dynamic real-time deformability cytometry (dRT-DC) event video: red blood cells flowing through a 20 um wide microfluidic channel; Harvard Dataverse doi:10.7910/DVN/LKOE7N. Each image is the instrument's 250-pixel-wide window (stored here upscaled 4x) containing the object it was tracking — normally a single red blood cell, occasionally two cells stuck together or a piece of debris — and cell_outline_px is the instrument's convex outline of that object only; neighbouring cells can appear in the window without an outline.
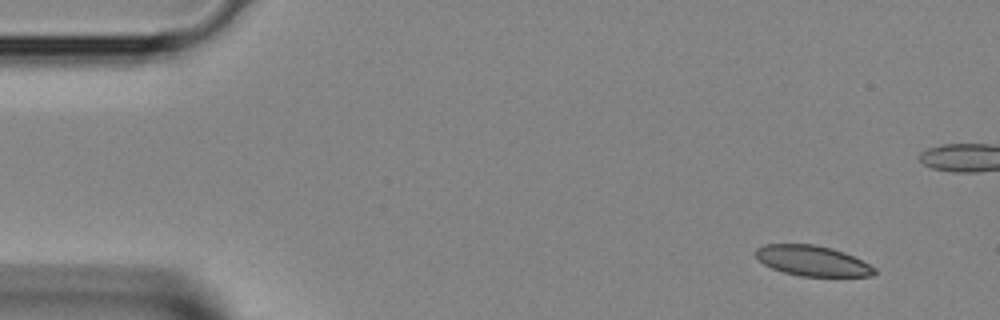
{"species": "Egyptian fruit bat (a non-hibernating species)", "species_latin": "Rousettus aegyptiacus", "temperature_condition": "room temperature", "stored_images_in_passage": 4, "camera_frame_rate_fps": 3000, "um_per_image_px": 0.085, "animal": {"sex": "female"}, "frame": {"image": 1, "passage_image": 1, "time_ms": 0.0, "image_size_px": [1000, 320], "cell_outline_px": [[876, 272], [872, 276], [800, 276], [784, 272], [772, 268], [764, 264], [756, 256], [756, 248], [764, 244], [812, 244], [832, 248], [844, 252], [876, 268]], "centroid_in_image_um": [69.04, 22.16], "position_along_channel_um": 16.0, "area_um2": 20.81}}